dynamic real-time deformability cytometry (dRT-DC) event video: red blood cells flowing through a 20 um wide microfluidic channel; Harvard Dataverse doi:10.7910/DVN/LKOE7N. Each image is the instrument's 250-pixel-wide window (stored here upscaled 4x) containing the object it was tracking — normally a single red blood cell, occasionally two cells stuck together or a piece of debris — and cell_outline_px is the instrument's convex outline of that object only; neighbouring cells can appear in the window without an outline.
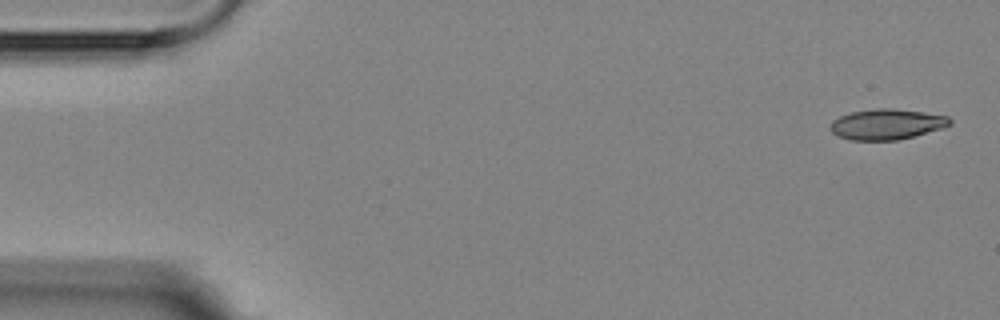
{"species": "Egyptian fruit bat (a non-hibernating species)", "species_latin": "Rousettus aegyptiacus", "temperature_condition": "room temperature", "stored_images_in_passage": 4, "camera_frame_rate_fps": 3000, "um_per_image_px": 0.085, "animal": {"sex": "female"}, "frame": {"image": 1, "passage_image": 1, "time_ms": 0.0, "image_size_px": [1000, 320], "cell_outline_px": [[952, 124], [940, 128], [912, 136], [896, 140], [848, 140], [836, 136], [828, 128], [832, 120], [840, 116], [852, 112], [876, 108], [892, 108], [924, 112], [948, 116], [952, 120]], "centroid_in_image_um": [75.32, 10.56], "position_along_channel_um": 9.7, "area_um2": 21.27}}
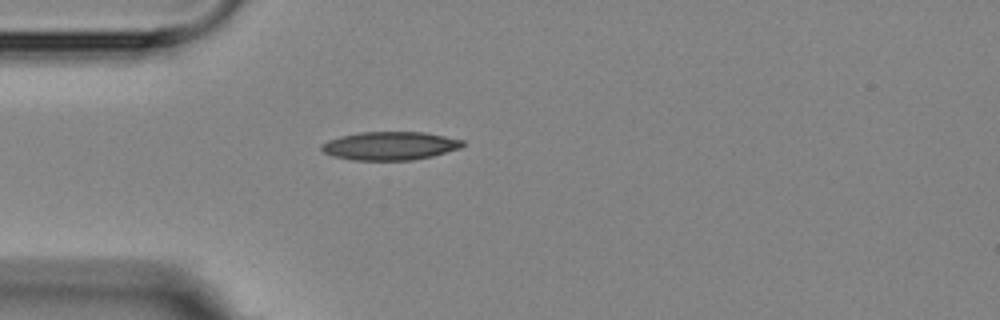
{"frame": {"image": 2, "passage_image": 4, "time_ms": 4.333, "image_size_px": [1000, 320], "cell_outline_px": [[464, 144], [460, 148], [432, 156], [412, 160], [352, 160], [336, 156], [324, 152], [320, 148], [328, 140], [340, 136], [360, 132], [424, 132], [464, 140]], "centroid_in_image_um": [33.17, 12.39], "position_along_channel_um": 51.8, "area_um2": 23.12}}